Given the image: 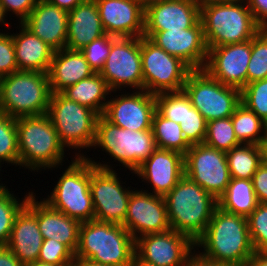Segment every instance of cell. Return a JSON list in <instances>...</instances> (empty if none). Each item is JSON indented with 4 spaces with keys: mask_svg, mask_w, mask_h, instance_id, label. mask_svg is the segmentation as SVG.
Masks as SVG:
<instances>
[{
    "mask_svg": "<svg viewBox=\"0 0 267 266\" xmlns=\"http://www.w3.org/2000/svg\"><path fill=\"white\" fill-rule=\"evenodd\" d=\"M260 147L262 150V162L267 165V133L265 138L262 140Z\"/></svg>",
    "mask_w": 267,
    "mask_h": 266,
    "instance_id": "obj_54",
    "label": "cell"
},
{
    "mask_svg": "<svg viewBox=\"0 0 267 266\" xmlns=\"http://www.w3.org/2000/svg\"><path fill=\"white\" fill-rule=\"evenodd\" d=\"M67 23L68 12L45 0H37L30 15L22 22L55 51L66 48Z\"/></svg>",
    "mask_w": 267,
    "mask_h": 266,
    "instance_id": "obj_24",
    "label": "cell"
},
{
    "mask_svg": "<svg viewBox=\"0 0 267 266\" xmlns=\"http://www.w3.org/2000/svg\"><path fill=\"white\" fill-rule=\"evenodd\" d=\"M231 178L252 179L262 163V150L259 145L240 144L226 152Z\"/></svg>",
    "mask_w": 267,
    "mask_h": 266,
    "instance_id": "obj_32",
    "label": "cell"
},
{
    "mask_svg": "<svg viewBox=\"0 0 267 266\" xmlns=\"http://www.w3.org/2000/svg\"><path fill=\"white\" fill-rule=\"evenodd\" d=\"M241 103L267 124V78L248 83L241 90Z\"/></svg>",
    "mask_w": 267,
    "mask_h": 266,
    "instance_id": "obj_39",
    "label": "cell"
},
{
    "mask_svg": "<svg viewBox=\"0 0 267 266\" xmlns=\"http://www.w3.org/2000/svg\"><path fill=\"white\" fill-rule=\"evenodd\" d=\"M183 91L207 122L231 117L241 103L240 89L222 84L204 69L188 74Z\"/></svg>",
    "mask_w": 267,
    "mask_h": 266,
    "instance_id": "obj_11",
    "label": "cell"
},
{
    "mask_svg": "<svg viewBox=\"0 0 267 266\" xmlns=\"http://www.w3.org/2000/svg\"><path fill=\"white\" fill-rule=\"evenodd\" d=\"M43 240L36 216L24 206L15 217L6 246L25 266L37 261Z\"/></svg>",
    "mask_w": 267,
    "mask_h": 266,
    "instance_id": "obj_26",
    "label": "cell"
},
{
    "mask_svg": "<svg viewBox=\"0 0 267 266\" xmlns=\"http://www.w3.org/2000/svg\"><path fill=\"white\" fill-rule=\"evenodd\" d=\"M37 218L44 239H54L65 244L74 254L79 245L80 222L52 208L44 200L38 201L32 192L25 205Z\"/></svg>",
    "mask_w": 267,
    "mask_h": 266,
    "instance_id": "obj_23",
    "label": "cell"
},
{
    "mask_svg": "<svg viewBox=\"0 0 267 266\" xmlns=\"http://www.w3.org/2000/svg\"><path fill=\"white\" fill-rule=\"evenodd\" d=\"M6 18H8V17L5 16V14L2 10V7L0 6V25L2 26V24H3L6 26V28H8L10 26V23H8L6 21L7 20ZM0 33H2V32H0Z\"/></svg>",
    "mask_w": 267,
    "mask_h": 266,
    "instance_id": "obj_56",
    "label": "cell"
},
{
    "mask_svg": "<svg viewBox=\"0 0 267 266\" xmlns=\"http://www.w3.org/2000/svg\"><path fill=\"white\" fill-rule=\"evenodd\" d=\"M19 166V150L16 118L0 112V165Z\"/></svg>",
    "mask_w": 267,
    "mask_h": 266,
    "instance_id": "obj_36",
    "label": "cell"
},
{
    "mask_svg": "<svg viewBox=\"0 0 267 266\" xmlns=\"http://www.w3.org/2000/svg\"><path fill=\"white\" fill-rule=\"evenodd\" d=\"M45 1L69 12L73 10L78 4L82 3L84 0H45Z\"/></svg>",
    "mask_w": 267,
    "mask_h": 266,
    "instance_id": "obj_51",
    "label": "cell"
},
{
    "mask_svg": "<svg viewBox=\"0 0 267 266\" xmlns=\"http://www.w3.org/2000/svg\"><path fill=\"white\" fill-rule=\"evenodd\" d=\"M106 34L113 37H142L144 14L138 0H95Z\"/></svg>",
    "mask_w": 267,
    "mask_h": 266,
    "instance_id": "obj_22",
    "label": "cell"
},
{
    "mask_svg": "<svg viewBox=\"0 0 267 266\" xmlns=\"http://www.w3.org/2000/svg\"><path fill=\"white\" fill-rule=\"evenodd\" d=\"M255 22L261 29H267V0H246Z\"/></svg>",
    "mask_w": 267,
    "mask_h": 266,
    "instance_id": "obj_47",
    "label": "cell"
},
{
    "mask_svg": "<svg viewBox=\"0 0 267 266\" xmlns=\"http://www.w3.org/2000/svg\"><path fill=\"white\" fill-rule=\"evenodd\" d=\"M267 78V29L251 39V58L247 68V84Z\"/></svg>",
    "mask_w": 267,
    "mask_h": 266,
    "instance_id": "obj_37",
    "label": "cell"
},
{
    "mask_svg": "<svg viewBox=\"0 0 267 266\" xmlns=\"http://www.w3.org/2000/svg\"><path fill=\"white\" fill-rule=\"evenodd\" d=\"M61 93L68 99L87 106L102 115L108 102L106 98H110L108 95H111L112 91L102 76L99 73H94L90 77L68 86Z\"/></svg>",
    "mask_w": 267,
    "mask_h": 266,
    "instance_id": "obj_29",
    "label": "cell"
},
{
    "mask_svg": "<svg viewBox=\"0 0 267 266\" xmlns=\"http://www.w3.org/2000/svg\"><path fill=\"white\" fill-rule=\"evenodd\" d=\"M99 74L113 93L128 86L143 90L141 37L111 36V49Z\"/></svg>",
    "mask_w": 267,
    "mask_h": 266,
    "instance_id": "obj_13",
    "label": "cell"
},
{
    "mask_svg": "<svg viewBox=\"0 0 267 266\" xmlns=\"http://www.w3.org/2000/svg\"><path fill=\"white\" fill-rule=\"evenodd\" d=\"M14 44L11 33H0V78L17 72Z\"/></svg>",
    "mask_w": 267,
    "mask_h": 266,
    "instance_id": "obj_44",
    "label": "cell"
},
{
    "mask_svg": "<svg viewBox=\"0 0 267 266\" xmlns=\"http://www.w3.org/2000/svg\"><path fill=\"white\" fill-rule=\"evenodd\" d=\"M131 266H157V265L146 262L140 259L136 254H134L131 261Z\"/></svg>",
    "mask_w": 267,
    "mask_h": 266,
    "instance_id": "obj_53",
    "label": "cell"
},
{
    "mask_svg": "<svg viewBox=\"0 0 267 266\" xmlns=\"http://www.w3.org/2000/svg\"><path fill=\"white\" fill-rule=\"evenodd\" d=\"M6 189L0 193V245H7L11 236L13 223L17 214L26 205L32 192H27L24 198H18L14 192ZM18 198V199H17Z\"/></svg>",
    "mask_w": 267,
    "mask_h": 266,
    "instance_id": "obj_34",
    "label": "cell"
},
{
    "mask_svg": "<svg viewBox=\"0 0 267 266\" xmlns=\"http://www.w3.org/2000/svg\"><path fill=\"white\" fill-rule=\"evenodd\" d=\"M194 248L189 237L175 230L146 234L135 240V254L157 266H184Z\"/></svg>",
    "mask_w": 267,
    "mask_h": 266,
    "instance_id": "obj_17",
    "label": "cell"
},
{
    "mask_svg": "<svg viewBox=\"0 0 267 266\" xmlns=\"http://www.w3.org/2000/svg\"><path fill=\"white\" fill-rule=\"evenodd\" d=\"M0 266H23L6 245H0Z\"/></svg>",
    "mask_w": 267,
    "mask_h": 266,
    "instance_id": "obj_49",
    "label": "cell"
},
{
    "mask_svg": "<svg viewBox=\"0 0 267 266\" xmlns=\"http://www.w3.org/2000/svg\"><path fill=\"white\" fill-rule=\"evenodd\" d=\"M111 49V36L106 34L83 47V53L94 73H100Z\"/></svg>",
    "mask_w": 267,
    "mask_h": 266,
    "instance_id": "obj_43",
    "label": "cell"
},
{
    "mask_svg": "<svg viewBox=\"0 0 267 266\" xmlns=\"http://www.w3.org/2000/svg\"><path fill=\"white\" fill-rule=\"evenodd\" d=\"M171 230L194 243L203 235L218 207L217 199L185 175L164 196Z\"/></svg>",
    "mask_w": 267,
    "mask_h": 266,
    "instance_id": "obj_2",
    "label": "cell"
},
{
    "mask_svg": "<svg viewBox=\"0 0 267 266\" xmlns=\"http://www.w3.org/2000/svg\"><path fill=\"white\" fill-rule=\"evenodd\" d=\"M37 0H0V6L7 16L10 14H15L19 18V23H22L32 12Z\"/></svg>",
    "mask_w": 267,
    "mask_h": 266,
    "instance_id": "obj_45",
    "label": "cell"
},
{
    "mask_svg": "<svg viewBox=\"0 0 267 266\" xmlns=\"http://www.w3.org/2000/svg\"><path fill=\"white\" fill-rule=\"evenodd\" d=\"M46 115L50 118L65 148L77 149L75 157H84L82 149L92 148L99 114L87 106L65 97L62 93H51ZM80 150V151H79Z\"/></svg>",
    "mask_w": 267,
    "mask_h": 266,
    "instance_id": "obj_7",
    "label": "cell"
},
{
    "mask_svg": "<svg viewBox=\"0 0 267 266\" xmlns=\"http://www.w3.org/2000/svg\"><path fill=\"white\" fill-rule=\"evenodd\" d=\"M75 254L63 243L44 239L37 261L57 266H69Z\"/></svg>",
    "mask_w": 267,
    "mask_h": 266,
    "instance_id": "obj_42",
    "label": "cell"
},
{
    "mask_svg": "<svg viewBox=\"0 0 267 266\" xmlns=\"http://www.w3.org/2000/svg\"><path fill=\"white\" fill-rule=\"evenodd\" d=\"M217 201L221 210L244 217H248L258 205L251 179L231 178Z\"/></svg>",
    "mask_w": 267,
    "mask_h": 266,
    "instance_id": "obj_30",
    "label": "cell"
},
{
    "mask_svg": "<svg viewBox=\"0 0 267 266\" xmlns=\"http://www.w3.org/2000/svg\"><path fill=\"white\" fill-rule=\"evenodd\" d=\"M25 266H57V265L47 264V263H42V262H39V261H35V262L27 264Z\"/></svg>",
    "mask_w": 267,
    "mask_h": 266,
    "instance_id": "obj_57",
    "label": "cell"
},
{
    "mask_svg": "<svg viewBox=\"0 0 267 266\" xmlns=\"http://www.w3.org/2000/svg\"><path fill=\"white\" fill-rule=\"evenodd\" d=\"M90 162V191L94 207V219L101 222L124 224L132 188L123 186L117 171L108 162Z\"/></svg>",
    "mask_w": 267,
    "mask_h": 266,
    "instance_id": "obj_10",
    "label": "cell"
},
{
    "mask_svg": "<svg viewBox=\"0 0 267 266\" xmlns=\"http://www.w3.org/2000/svg\"><path fill=\"white\" fill-rule=\"evenodd\" d=\"M19 29V33L11 34L18 70L48 73L55 50L22 23Z\"/></svg>",
    "mask_w": 267,
    "mask_h": 266,
    "instance_id": "obj_28",
    "label": "cell"
},
{
    "mask_svg": "<svg viewBox=\"0 0 267 266\" xmlns=\"http://www.w3.org/2000/svg\"><path fill=\"white\" fill-rule=\"evenodd\" d=\"M251 40L210 48L204 70L224 85L242 90L247 85Z\"/></svg>",
    "mask_w": 267,
    "mask_h": 266,
    "instance_id": "obj_18",
    "label": "cell"
},
{
    "mask_svg": "<svg viewBox=\"0 0 267 266\" xmlns=\"http://www.w3.org/2000/svg\"><path fill=\"white\" fill-rule=\"evenodd\" d=\"M203 256L222 264L246 266L255 252L247 217L227 213L217 207L195 249Z\"/></svg>",
    "mask_w": 267,
    "mask_h": 266,
    "instance_id": "obj_1",
    "label": "cell"
},
{
    "mask_svg": "<svg viewBox=\"0 0 267 266\" xmlns=\"http://www.w3.org/2000/svg\"><path fill=\"white\" fill-rule=\"evenodd\" d=\"M133 174L151 185L152 194L165 196L185 175L184 155L157 148Z\"/></svg>",
    "mask_w": 267,
    "mask_h": 266,
    "instance_id": "obj_21",
    "label": "cell"
},
{
    "mask_svg": "<svg viewBox=\"0 0 267 266\" xmlns=\"http://www.w3.org/2000/svg\"><path fill=\"white\" fill-rule=\"evenodd\" d=\"M94 71L80 50L63 48L54 52L48 72L51 93H61L68 86L90 77Z\"/></svg>",
    "mask_w": 267,
    "mask_h": 266,
    "instance_id": "obj_27",
    "label": "cell"
},
{
    "mask_svg": "<svg viewBox=\"0 0 267 266\" xmlns=\"http://www.w3.org/2000/svg\"><path fill=\"white\" fill-rule=\"evenodd\" d=\"M246 266H267V251H255Z\"/></svg>",
    "mask_w": 267,
    "mask_h": 266,
    "instance_id": "obj_50",
    "label": "cell"
},
{
    "mask_svg": "<svg viewBox=\"0 0 267 266\" xmlns=\"http://www.w3.org/2000/svg\"><path fill=\"white\" fill-rule=\"evenodd\" d=\"M152 131L158 149L185 155L191 145L183 136L180 124L163 117L157 110L152 118Z\"/></svg>",
    "mask_w": 267,
    "mask_h": 266,
    "instance_id": "obj_33",
    "label": "cell"
},
{
    "mask_svg": "<svg viewBox=\"0 0 267 266\" xmlns=\"http://www.w3.org/2000/svg\"><path fill=\"white\" fill-rule=\"evenodd\" d=\"M1 165H0V171H1ZM5 184H2L0 183V193L3 192L4 190H6L8 187H6V185L4 186Z\"/></svg>",
    "mask_w": 267,
    "mask_h": 266,
    "instance_id": "obj_59",
    "label": "cell"
},
{
    "mask_svg": "<svg viewBox=\"0 0 267 266\" xmlns=\"http://www.w3.org/2000/svg\"><path fill=\"white\" fill-rule=\"evenodd\" d=\"M195 249L189 254L184 266H237L233 264L217 263L205 256L199 250L195 253Z\"/></svg>",
    "mask_w": 267,
    "mask_h": 266,
    "instance_id": "obj_48",
    "label": "cell"
},
{
    "mask_svg": "<svg viewBox=\"0 0 267 266\" xmlns=\"http://www.w3.org/2000/svg\"><path fill=\"white\" fill-rule=\"evenodd\" d=\"M66 48L81 50L104 35L98 6L95 0H84L68 12Z\"/></svg>",
    "mask_w": 267,
    "mask_h": 266,
    "instance_id": "obj_25",
    "label": "cell"
},
{
    "mask_svg": "<svg viewBox=\"0 0 267 266\" xmlns=\"http://www.w3.org/2000/svg\"><path fill=\"white\" fill-rule=\"evenodd\" d=\"M155 98L156 110L163 117L178 124L184 121L186 117V107L191 106V101L183 90L155 94Z\"/></svg>",
    "mask_w": 267,
    "mask_h": 266,
    "instance_id": "obj_38",
    "label": "cell"
},
{
    "mask_svg": "<svg viewBox=\"0 0 267 266\" xmlns=\"http://www.w3.org/2000/svg\"><path fill=\"white\" fill-rule=\"evenodd\" d=\"M149 39L168 54L180 58L192 70L204 69L208 49L200 20L189 29L158 31Z\"/></svg>",
    "mask_w": 267,
    "mask_h": 266,
    "instance_id": "obj_19",
    "label": "cell"
},
{
    "mask_svg": "<svg viewBox=\"0 0 267 266\" xmlns=\"http://www.w3.org/2000/svg\"><path fill=\"white\" fill-rule=\"evenodd\" d=\"M142 6V8L145 10L147 9L149 6L153 5V4H157V3H161V2H165L168 0H138Z\"/></svg>",
    "mask_w": 267,
    "mask_h": 266,
    "instance_id": "obj_55",
    "label": "cell"
},
{
    "mask_svg": "<svg viewBox=\"0 0 267 266\" xmlns=\"http://www.w3.org/2000/svg\"><path fill=\"white\" fill-rule=\"evenodd\" d=\"M16 129L19 168L39 172L62 167L66 148L46 114L16 118Z\"/></svg>",
    "mask_w": 267,
    "mask_h": 266,
    "instance_id": "obj_3",
    "label": "cell"
},
{
    "mask_svg": "<svg viewBox=\"0 0 267 266\" xmlns=\"http://www.w3.org/2000/svg\"><path fill=\"white\" fill-rule=\"evenodd\" d=\"M252 184L258 203H267V165L261 163L252 177Z\"/></svg>",
    "mask_w": 267,
    "mask_h": 266,
    "instance_id": "obj_46",
    "label": "cell"
},
{
    "mask_svg": "<svg viewBox=\"0 0 267 266\" xmlns=\"http://www.w3.org/2000/svg\"><path fill=\"white\" fill-rule=\"evenodd\" d=\"M247 221L254 251H267V203H258Z\"/></svg>",
    "mask_w": 267,
    "mask_h": 266,
    "instance_id": "obj_40",
    "label": "cell"
},
{
    "mask_svg": "<svg viewBox=\"0 0 267 266\" xmlns=\"http://www.w3.org/2000/svg\"><path fill=\"white\" fill-rule=\"evenodd\" d=\"M50 193L42 199L52 208L80 223L94 220L90 162L84 157H73Z\"/></svg>",
    "mask_w": 267,
    "mask_h": 266,
    "instance_id": "obj_8",
    "label": "cell"
},
{
    "mask_svg": "<svg viewBox=\"0 0 267 266\" xmlns=\"http://www.w3.org/2000/svg\"><path fill=\"white\" fill-rule=\"evenodd\" d=\"M200 3L230 2L237 0H198Z\"/></svg>",
    "mask_w": 267,
    "mask_h": 266,
    "instance_id": "obj_58",
    "label": "cell"
},
{
    "mask_svg": "<svg viewBox=\"0 0 267 266\" xmlns=\"http://www.w3.org/2000/svg\"><path fill=\"white\" fill-rule=\"evenodd\" d=\"M204 143L223 152L240 145L234 133L231 117L208 121Z\"/></svg>",
    "mask_w": 267,
    "mask_h": 266,
    "instance_id": "obj_35",
    "label": "cell"
},
{
    "mask_svg": "<svg viewBox=\"0 0 267 266\" xmlns=\"http://www.w3.org/2000/svg\"><path fill=\"white\" fill-rule=\"evenodd\" d=\"M199 20L198 0H168L153 4L145 9L143 36L150 38L158 31L189 29Z\"/></svg>",
    "mask_w": 267,
    "mask_h": 266,
    "instance_id": "obj_20",
    "label": "cell"
},
{
    "mask_svg": "<svg viewBox=\"0 0 267 266\" xmlns=\"http://www.w3.org/2000/svg\"><path fill=\"white\" fill-rule=\"evenodd\" d=\"M133 189L123 226L136 240L146 234L171 230L164 196L147 190Z\"/></svg>",
    "mask_w": 267,
    "mask_h": 266,
    "instance_id": "obj_15",
    "label": "cell"
},
{
    "mask_svg": "<svg viewBox=\"0 0 267 266\" xmlns=\"http://www.w3.org/2000/svg\"><path fill=\"white\" fill-rule=\"evenodd\" d=\"M143 90L151 94L182 91L192 69L149 38L141 37Z\"/></svg>",
    "mask_w": 267,
    "mask_h": 266,
    "instance_id": "obj_12",
    "label": "cell"
},
{
    "mask_svg": "<svg viewBox=\"0 0 267 266\" xmlns=\"http://www.w3.org/2000/svg\"><path fill=\"white\" fill-rule=\"evenodd\" d=\"M200 21L208 50L251 40L261 30L246 0L200 3Z\"/></svg>",
    "mask_w": 267,
    "mask_h": 266,
    "instance_id": "obj_5",
    "label": "cell"
},
{
    "mask_svg": "<svg viewBox=\"0 0 267 266\" xmlns=\"http://www.w3.org/2000/svg\"><path fill=\"white\" fill-rule=\"evenodd\" d=\"M69 266H106V265L96 263L91 260L79 259L77 257H74L73 261Z\"/></svg>",
    "mask_w": 267,
    "mask_h": 266,
    "instance_id": "obj_52",
    "label": "cell"
},
{
    "mask_svg": "<svg viewBox=\"0 0 267 266\" xmlns=\"http://www.w3.org/2000/svg\"><path fill=\"white\" fill-rule=\"evenodd\" d=\"M207 121L192 105L186 107V117L180 124L183 136L190 145L204 143Z\"/></svg>",
    "mask_w": 267,
    "mask_h": 266,
    "instance_id": "obj_41",
    "label": "cell"
},
{
    "mask_svg": "<svg viewBox=\"0 0 267 266\" xmlns=\"http://www.w3.org/2000/svg\"><path fill=\"white\" fill-rule=\"evenodd\" d=\"M234 133L242 144H261L267 133V124L253 111L240 103L231 116Z\"/></svg>",
    "mask_w": 267,
    "mask_h": 266,
    "instance_id": "obj_31",
    "label": "cell"
},
{
    "mask_svg": "<svg viewBox=\"0 0 267 266\" xmlns=\"http://www.w3.org/2000/svg\"><path fill=\"white\" fill-rule=\"evenodd\" d=\"M50 96L48 73L17 71L0 78V112L10 117L46 114Z\"/></svg>",
    "mask_w": 267,
    "mask_h": 266,
    "instance_id": "obj_6",
    "label": "cell"
},
{
    "mask_svg": "<svg viewBox=\"0 0 267 266\" xmlns=\"http://www.w3.org/2000/svg\"><path fill=\"white\" fill-rule=\"evenodd\" d=\"M93 147L102 149L131 173L157 149L152 129L131 131L120 128L102 115L97 120Z\"/></svg>",
    "mask_w": 267,
    "mask_h": 266,
    "instance_id": "obj_9",
    "label": "cell"
},
{
    "mask_svg": "<svg viewBox=\"0 0 267 266\" xmlns=\"http://www.w3.org/2000/svg\"><path fill=\"white\" fill-rule=\"evenodd\" d=\"M133 92V93H132ZM108 98L102 116L110 123L131 131L152 129V118L156 111V98L146 90Z\"/></svg>",
    "mask_w": 267,
    "mask_h": 266,
    "instance_id": "obj_16",
    "label": "cell"
},
{
    "mask_svg": "<svg viewBox=\"0 0 267 266\" xmlns=\"http://www.w3.org/2000/svg\"><path fill=\"white\" fill-rule=\"evenodd\" d=\"M135 239L121 224L91 220L80 224L75 257L106 266H131Z\"/></svg>",
    "mask_w": 267,
    "mask_h": 266,
    "instance_id": "obj_4",
    "label": "cell"
},
{
    "mask_svg": "<svg viewBox=\"0 0 267 266\" xmlns=\"http://www.w3.org/2000/svg\"><path fill=\"white\" fill-rule=\"evenodd\" d=\"M185 176L218 199L226 190L231 175L226 152L205 143L191 145L184 155Z\"/></svg>",
    "mask_w": 267,
    "mask_h": 266,
    "instance_id": "obj_14",
    "label": "cell"
}]
</instances>
